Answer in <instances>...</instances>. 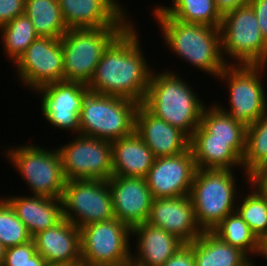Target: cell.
<instances>
[{"mask_svg": "<svg viewBox=\"0 0 267 266\" xmlns=\"http://www.w3.org/2000/svg\"><path fill=\"white\" fill-rule=\"evenodd\" d=\"M212 232L227 244L240 249L248 257L250 256L251 260L255 254L262 257L263 243L237 211L227 215Z\"/></svg>", "mask_w": 267, "mask_h": 266, "instance_id": "cell-28", "label": "cell"}, {"mask_svg": "<svg viewBox=\"0 0 267 266\" xmlns=\"http://www.w3.org/2000/svg\"><path fill=\"white\" fill-rule=\"evenodd\" d=\"M127 27L68 29L62 35L64 81L88 85L108 46Z\"/></svg>", "mask_w": 267, "mask_h": 266, "instance_id": "cell-6", "label": "cell"}, {"mask_svg": "<svg viewBox=\"0 0 267 266\" xmlns=\"http://www.w3.org/2000/svg\"><path fill=\"white\" fill-rule=\"evenodd\" d=\"M262 256L264 257V259H267V240L263 243Z\"/></svg>", "mask_w": 267, "mask_h": 266, "instance_id": "cell-41", "label": "cell"}, {"mask_svg": "<svg viewBox=\"0 0 267 266\" xmlns=\"http://www.w3.org/2000/svg\"><path fill=\"white\" fill-rule=\"evenodd\" d=\"M219 13L224 14L236 10L239 7L248 5L250 0H214Z\"/></svg>", "mask_w": 267, "mask_h": 266, "instance_id": "cell-38", "label": "cell"}, {"mask_svg": "<svg viewBox=\"0 0 267 266\" xmlns=\"http://www.w3.org/2000/svg\"><path fill=\"white\" fill-rule=\"evenodd\" d=\"M80 229L81 265L109 266L131 260V228L113 218Z\"/></svg>", "mask_w": 267, "mask_h": 266, "instance_id": "cell-10", "label": "cell"}, {"mask_svg": "<svg viewBox=\"0 0 267 266\" xmlns=\"http://www.w3.org/2000/svg\"><path fill=\"white\" fill-rule=\"evenodd\" d=\"M5 199L13 207L17 217L25 224L32 237L54 227L63 219L61 198L31 194L8 196Z\"/></svg>", "mask_w": 267, "mask_h": 266, "instance_id": "cell-23", "label": "cell"}, {"mask_svg": "<svg viewBox=\"0 0 267 266\" xmlns=\"http://www.w3.org/2000/svg\"><path fill=\"white\" fill-rule=\"evenodd\" d=\"M200 126L209 133V140L246 141L247 127L232 119L215 103L213 106H205Z\"/></svg>", "mask_w": 267, "mask_h": 266, "instance_id": "cell-31", "label": "cell"}, {"mask_svg": "<svg viewBox=\"0 0 267 266\" xmlns=\"http://www.w3.org/2000/svg\"><path fill=\"white\" fill-rule=\"evenodd\" d=\"M2 266H49L37 252L34 241L6 248Z\"/></svg>", "mask_w": 267, "mask_h": 266, "instance_id": "cell-34", "label": "cell"}, {"mask_svg": "<svg viewBox=\"0 0 267 266\" xmlns=\"http://www.w3.org/2000/svg\"><path fill=\"white\" fill-rule=\"evenodd\" d=\"M188 245L194 253L195 266H248L252 262L244 252L227 244L212 231H203Z\"/></svg>", "mask_w": 267, "mask_h": 266, "instance_id": "cell-25", "label": "cell"}, {"mask_svg": "<svg viewBox=\"0 0 267 266\" xmlns=\"http://www.w3.org/2000/svg\"><path fill=\"white\" fill-rule=\"evenodd\" d=\"M57 150L66 181H107L113 176L110 141L77 135L73 141L62 145Z\"/></svg>", "mask_w": 267, "mask_h": 266, "instance_id": "cell-12", "label": "cell"}, {"mask_svg": "<svg viewBox=\"0 0 267 266\" xmlns=\"http://www.w3.org/2000/svg\"><path fill=\"white\" fill-rule=\"evenodd\" d=\"M138 105L124 97L89 91L81 107L80 135L110 142L131 135Z\"/></svg>", "mask_w": 267, "mask_h": 266, "instance_id": "cell-5", "label": "cell"}, {"mask_svg": "<svg viewBox=\"0 0 267 266\" xmlns=\"http://www.w3.org/2000/svg\"><path fill=\"white\" fill-rule=\"evenodd\" d=\"M197 167L191 148L167 157H157L146 176L152 198L189 195Z\"/></svg>", "mask_w": 267, "mask_h": 266, "instance_id": "cell-15", "label": "cell"}, {"mask_svg": "<svg viewBox=\"0 0 267 266\" xmlns=\"http://www.w3.org/2000/svg\"><path fill=\"white\" fill-rule=\"evenodd\" d=\"M86 84L59 81L46 84L34 92L41 96V112L55 129L70 130L80 135L79 117L84 97L89 92Z\"/></svg>", "mask_w": 267, "mask_h": 266, "instance_id": "cell-14", "label": "cell"}, {"mask_svg": "<svg viewBox=\"0 0 267 266\" xmlns=\"http://www.w3.org/2000/svg\"><path fill=\"white\" fill-rule=\"evenodd\" d=\"M145 223L161 227L185 244L193 242L203 232L196 221L189 195L154 198Z\"/></svg>", "mask_w": 267, "mask_h": 266, "instance_id": "cell-17", "label": "cell"}, {"mask_svg": "<svg viewBox=\"0 0 267 266\" xmlns=\"http://www.w3.org/2000/svg\"><path fill=\"white\" fill-rule=\"evenodd\" d=\"M255 264L253 263V261L248 265V266H254ZM256 266V265H255Z\"/></svg>", "mask_w": 267, "mask_h": 266, "instance_id": "cell-43", "label": "cell"}, {"mask_svg": "<svg viewBox=\"0 0 267 266\" xmlns=\"http://www.w3.org/2000/svg\"><path fill=\"white\" fill-rule=\"evenodd\" d=\"M37 144L26 143L6 151L4 156L27 182L33 195L61 198L65 177L58 150L45 149Z\"/></svg>", "mask_w": 267, "mask_h": 266, "instance_id": "cell-8", "label": "cell"}, {"mask_svg": "<svg viewBox=\"0 0 267 266\" xmlns=\"http://www.w3.org/2000/svg\"><path fill=\"white\" fill-rule=\"evenodd\" d=\"M266 69V65L228 64L217 79L228 84L230 106L227 109L215 104L232 119L249 127L267 111V94L261 80Z\"/></svg>", "mask_w": 267, "mask_h": 266, "instance_id": "cell-7", "label": "cell"}, {"mask_svg": "<svg viewBox=\"0 0 267 266\" xmlns=\"http://www.w3.org/2000/svg\"><path fill=\"white\" fill-rule=\"evenodd\" d=\"M20 81L35 91L64 81V54L60 38L38 37L14 63Z\"/></svg>", "mask_w": 267, "mask_h": 266, "instance_id": "cell-13", "label": "cell"}, {"mask_svg": "<svg viewBox=\"0 0 267 266\" xmlns=\"http://www.w3.org/2000/svg\"><path fill=\"white\" fill-rule=\"evenodd\" d=\"M5 250L6 248L3 246V244L0 242V266L3 265L4 256H5Z\"/></svg>", "mask_w": 267, "mask_h": 266, "instance_id": "cell-40", "label": "cell"}, {"mask_svg": "<svg viewBox=\"0 0 267 266\" xmlns=\"http://www.w3.org/2000/svg\"><path fill=\"white\" fill-rule=\"evenodd\" d=\"M219 29L225 61L231 57L236 65H267V43L250 4L224 14Z\"/></svg>", "mask_w": 267, "mask_h": 266, "instance_id": "cell-9", "label": "cell"}, {"mask_svg": "<svg viewBox=\"0 0 267 266\" xmlns=\"http://www.w3.org/2000/svg\"><path fill=\"white\" fill-rule=\"evenodd\" d=\"M245 183L267 169V111L246 129L245 152L242 158Z\"/></svg>", "mask_w": 267, "mask_h": 266, "instance_id": "cell-26", "label": "cell"}, {"mask_svg": "<svg viewBox=\"0 0 267 266\" xmlns=\"http://www.w3.org/2000/svg\"><path fill=\"white\" fill-rule=\"evenodd\" d=\"M135 132L155 158L175 156L190 148V137L179 128L153 115L143 104L135 113Z\"/></svg>", "mask_w": 267, "mask_h": 266, "instance_id": "cell-19", "label": "cell"}, {"mask_svg": "<svg viewBox=\"0 0 267 266\" xmlns=\"http://www.w3.org/2000/svg\"><path fill=\"white\" fill-rule=\"evenodd\" d=\"M25 14V0H0V27Z\"/></svg>", "mask_w": 267, "mask_h": 266, "instance_id": "cell-35", "label": "cell"}, {"mask_svg": "<svg viewBox=\"0 0 267 266\" xmlns=\"http://www.w3.org/2000/svg\"><path fill=\"white\" fill-rule=\"evenodd\" d=\"M135 28L132 22L103 52L87 85L90 92L124 97L143 104L154 70L144 58Z\"/></svg>", "mask_w": 267, "mask_h": 266, "instance_id": "cell-1", "label": "cell"}, {"mask_svg": "<svg viewBox=\"0 0 267 266\" xmlns=\"http://www.w3.org/2000/svg\"><path fill=\"white\" fill-rule=\"evenodd\" d=\"M245 142L209 140V133L199 125L190 137V148L199 169L235 170L243 169Z\"/></svg>", "mask_w": 267, "mask_h": 266, "instance_id": "cell-21", "label": "cell"}, {"mask_svg": "<svg viewBox=\"0 0 267 266\" xmlns=\"http://www.w3.org/2000/svg\"><path fill=\"white\" fill-rule=\"evenodd\" d=\"M249 186L251 191L237 204L236 211L264 243L267 240V192L255 179L249 182Z\"/></svg>", "mask_w": 267, "mask_h": 266, "instance_id": "cell-29", "label": "cell"}, {"mask_svg": "<svg viewBox=\"0 0 267 266\" xmlns=\"http://www.w3.org/2000/svg\"><path fill=\"white\" fill-rule=\"evenodd\" d=\"M3 52L15 63L26 51L29 45L39 36L34 30V26L26 14L19 15L12 21L0 27Z\"/></svg>", "mask_w": 267, "mask_h": 266, "instance_id": "cell-32", "label": "cell"}, {"mask_svg": "<svg viewBox=\"0 0 267 266\" xmlns=\"http://www.w3.org/2000/svg\"><path fill=\"white\" fill-rule=\"evenodd\" d=\"M249 4L256 14L262 37L267 43V0H250Z\"/></svg>", "mask_w": 267, "mask_h": 266, "instance_id": "cell-37", "label": "cell"}, {"mask_svg": "<svg viewBox=\"0 0 267 266\" xmlns=\"http://www.w3.org/2000/svg\"><path fill=\"white\" fill-rule=\"evenodd\" d=\"M111 146L113 176L146 178L155 157L137 132L112 141Z\"/></svg>", "mask_w": 267, "mask_h": 266, "instance_id": "cell-24", "label": "cell"}, {"mask_svg": "<svg viewBox=\"0 0 267 266\" xmlns=\"http://www.w3.org/2000/svg\"><path fill=\"white\" fill-rule=\"evenodd\" d=\"M155 73L152 72L143 105L157 118L191 137L200 125L205 103L176 72Z\"/></svg>", "mask_w": 267, "mask_h": 266, "instance_id": "cell-3", "label": "cell"}, {"mask_svg": "<svg viewBox=\"0 0 267 266\" xmlns=\"http://www.w3.org/2000/svg\"><path fill=\"white\" fill-rule=\"evenodd\" d=\"M131 236H138L135 238L138 242L135 246L137 252L131 254L135 266H162L185 245L177 236L147 223L134 226Z\"/></svg>", "mask_w": 267, "mask_h": 266, "instance_id": "cell-22", "label": "cell"}, {"mask_svg": "<svg viewBox=\"0 0 267 266\" xmlns=\"http://www.w3.org/2000/svg\"><path fill=\"white\" fill-rule=\"evenodd\" d=\"M162 266H195L194 253L188 244H185L173 254Z\"/></svg>", "mask_w": 267, "mask_h": 266, "instance_id": "cell-36", "label": "cell"}, {"mask_svg": "<svg viewBox=\"0 0 267 266\" xmlns=\"http://www.w3.org/2000/svg\"><path fill=\"white\" fill-rule=\"evenodd\" d=\"M67 29L128 27L132 21L118 0H58Z\"/></svg>", "mask_w": 267, "mask_h": 266, "instance_id": "cell-16", "label": "cell"}, {"mask_svg": "<svg viewBox=\"0 0 267 266\" xmlns=\"http://www.w3.org/2000/svg\"><path fill=\"white\" fill-rule=\"evenodd\" d=\"M233 173L228 169L197 168L189 197L202 231H212L227 215L236 211L235 200L240 192Z\"/></svg>", "mask_w": 267, "mask_h": 266, "instance_id": "cell-4", "label": "cell"}, {"mask_svg": "<svg viewBox=\"0 0 267 266\" xmlns=\"http://www.w3.org/2000/svg\"><path fill=\"white\" fill-rule=\"evenodd\" d=\"M107 181L115 218L131 229L145 223L153 200L146 178L112 176Z\"/></svg>", "mask_w": 267, "mask_h": 266, "instance_id": "cell-18", "label": "cell"}, {"mask_svg": "<svg viewBox=\"0 0 267 266\" xmlns=\"http://www.w3.org/2000/svg\"><path fill=\"white\" fill-rule=\"evenodd\" d=\"M160 7L173 19L186 23L201 24L219 28L222 15L214 0H172V6Z\"/></svg>", "mask_w": 267, "mask_h": 266, "instance_id": "cell-30", "label": "cell"}, {"mask_svg": "<svg viewBox=\"0 0 267 266\" xmlns=\"http://www.w3.org/2000/svg\"><path fill=\"white\" fill-rule=\"evenodd\" d=\"M61 201L63 218L78 228L115 218L108 181H66Z\"/></svg>", "mask_w": 267, "mask_h": 266, "instance_id": "cell-11", "label": "cell"}, {"mask_svg": "<svg viewBox=\"0 0 267 266\" xmlns=\"http://www.w3.org/2000/svg\"><path fill=\"white\" fill-rule=\"evenodd\" d=\"M255 180L267 192V171H263Z\"/></svg>", "mask_w": 267, "mask_h": 266, "instance_id": "cell-39", "label": "cell"}, {"mask_svg": "<svg viewBox=\"0 0 267 266\" xmlns=\"http://www.w3.org/2000/svg\"><path fill=\"white\" fill-rule=\"evenodd\" d=\"M32 240L25 224L17 217L10 203L0 198V242L5 248Z\"/></svg>", "mask_w": 267, "mask_h": 266, "instance_id": "cell-33", "label": "cell"}, {"mask_svg": "<svg viewBox=\"0 0 267 266\" xmlns=\"http://www.w3.org/2000/svg\"><path fill=\"white\" fill-rule=\"evenodd\" d=\"M152 12L164 44L183 62L186 61L216 79L228 64H232L222 56L219 28L173 19L160 5L154 7Z\"/></svg>", "mask_w": 267, "mask_h": 266, "instance_id": "cell-2", "label": "cell"}, {"mask_svg": "<svg viewBox=\"0 0 267 266\" xmlns=\"http://www.w3.org/2000/svg\"><path fill=\"white\" fill-rule=\"evenodd\" d=\"M37 252L49 266H80V229L70 221L62 219L54 227L32 237Z\"/></svg>", "mask_w": 267, "mask_h": 266, "instance_id": "cell-20", "label": "cell"}, {"mask_svg": "<svg viewBox=\"0 0 267 266\" xmlns=\"http://www.w3.org/2000/svg\"><path fill=\"white\" fill-rule=\"evenodd\" d=\"M25 14L39 37L61 38L68 31L58 0H25Z\"/></svg>", "mask_w": 267, "mask_h": 266, "instance_id": "cell-27", "label": "cell"}, {"mask_svg": "<svg viewBox=\"0 0 267 266\" xmlns=\"http://www.w3.org/2000/svg\"><path fill=\"white\" fill-rule=\"evenodd\" d=\"M109 266H135V265L133 264V262L131 260H129V261L123 263V264L109 265Z\"/></svg>", "mask_w": 267, "mask_h": 266, "instance_id": "cell-42", "label": "cell"}]
</instances>
